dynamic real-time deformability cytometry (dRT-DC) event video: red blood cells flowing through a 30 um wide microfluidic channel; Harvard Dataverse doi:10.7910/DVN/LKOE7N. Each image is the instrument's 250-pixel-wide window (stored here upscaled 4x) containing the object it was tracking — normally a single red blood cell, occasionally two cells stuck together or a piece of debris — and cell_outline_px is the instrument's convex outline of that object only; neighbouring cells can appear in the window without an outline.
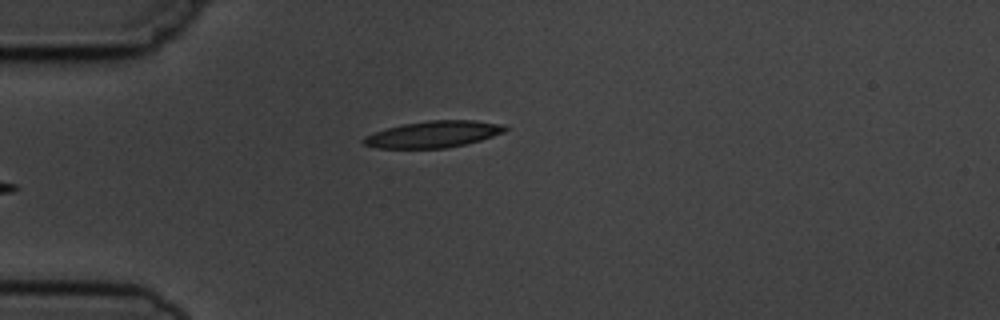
{"species": "common noctule bat (a hibernating species)", "species_latin": "Nyctalus noctula", "temperature_condition": "cold", "stored_images_in_passage": 5, "camera_frame_rate_fps": 3000, "um_per_image_px": 0.085, "animal": {"sex": "male", "body_mass_g": 19.5, "forearm_length_mm": 54.6}, "frame": {"image": 1, "passage_image": 5, "time_ms": 4.333, "image_size_px": [1000, 320], "cell_outline_px": [[508, 128], [504, 132], [480, 140], [464, 144], [444, 148], [376, 148], [364, 144], [360, 140], [364, 136], [388, 128], [404, 124], [428, 120], [476, 120], [504, 124]], "centroid_in_image_um": [36.84, 11.4], "position_along_channel_um": 48.2, "area_um2": 21.79}}